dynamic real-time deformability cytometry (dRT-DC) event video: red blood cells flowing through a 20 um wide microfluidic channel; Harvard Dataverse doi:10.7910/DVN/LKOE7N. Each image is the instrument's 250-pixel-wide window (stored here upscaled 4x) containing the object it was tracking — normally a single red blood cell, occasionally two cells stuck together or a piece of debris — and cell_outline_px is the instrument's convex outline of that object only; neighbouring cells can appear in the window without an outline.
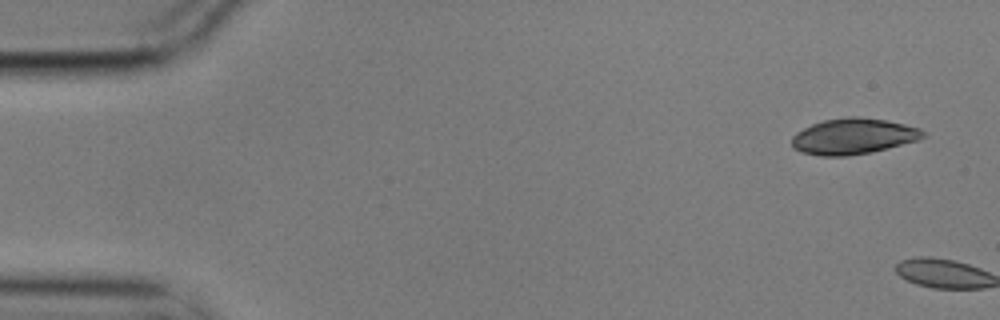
{"species": "common noctule bat (a hibernating species)", "species_latin": "Nyctalus noctula", "temperature_condition": "cold", "stored_images_in_passage": 6, "camera_frame_rate_fps": 3000, "um_per_image_px": 0.085, "animal": {"sex": "male", "body_mass_g": 17.9}, "frame": {"image": 1, "passage_image": 1, "time_ms": 0.0, "image_size_px": [1000, 320], "cell_outline_px": [[924, 136], [916, 140], [872, 152], [848, 156], [820, 156], [800, 152], [792, 148], [792, 136], [796, 132], [812, 124], [824, 120], [848, 116], [860, 116], [888, 120], [920, 128], [924, 132]], "centroid_in_image_um": [72.49, 11.58], "position_along_channel_um": 12.5, "area_um2": 27.51}}